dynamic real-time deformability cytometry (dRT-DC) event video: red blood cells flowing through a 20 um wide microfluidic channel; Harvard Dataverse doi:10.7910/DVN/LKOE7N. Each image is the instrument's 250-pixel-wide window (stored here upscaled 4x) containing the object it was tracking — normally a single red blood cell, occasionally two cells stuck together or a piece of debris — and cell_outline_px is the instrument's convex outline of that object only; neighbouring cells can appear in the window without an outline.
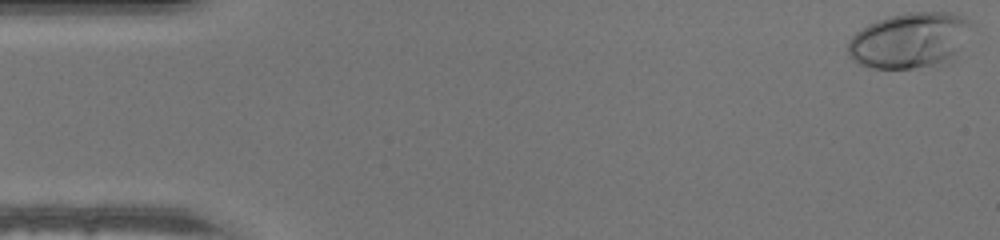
{"species": "human", "species_latin": "Homo sapiens", "temperature_condition": "warm", "stored_images_in_passage": 48, "camera_frame_rate_fps": 3000, "um_per_image_px": 0.085, "donor": {"sex": "male"}, "frame": {"image": 1, "passage_image": 1, "time_ms": 0.0, "image_size_px": [1000, 240], "cell_outline_px": [[972, 24], [952, 52], [940, 60], [932, 64], [912, 68], [872, 68], [860, 64], [848, 56], [848, 40], [860, 28], [876, 20], [888, 16], [908, 12], [952, 12], [964, 16]], "centroid_in_image_um": [77.16, 3.37], "position_along_channel_um": 7.8, "area_um2": 38.55}}
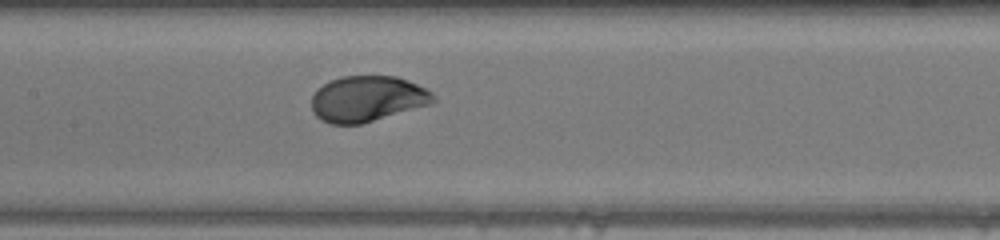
{"frame": {"image": 2, "passage_image": 23, "time_ms": 7.333, "image_size_px": [1000, 240], "cell_outline_px": [[436, 100], [432, 104], [360, 124], [328, 124], [320, 120], [312, 112], [312, 96], [316, 88], [332, 80], [344, 76], [396, 76], [416, 84], [432, 92], [436, 96]], "centroid_in_image_um": [31.21, 8.41], "position_along_channel_um": 176.2, "area_um2": 32.54}}
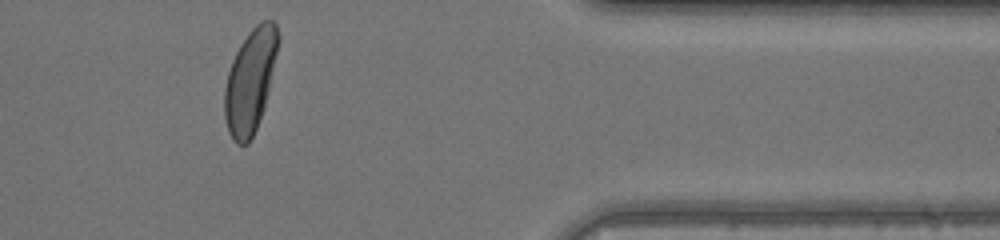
{"frame": {"image": 3, "passage_image": 40, "time_ms": 13.0, "image_size_px": [1000, 240], "cell_outline_px": [[280, 40], [264, 108], [256, 128], [248, 144], [236, 144], [232, 140], [228, 132], [224, 116], [224, 88], [228, 72], [232, 60], [240, 44], [248, 32], [260, 20], [272, 20], [276, 24], [280, 36]], "centroid_in_image_um": [21.26, 6.85], "position_along_channel_um": 390.1, "area_um2": 32.43}}